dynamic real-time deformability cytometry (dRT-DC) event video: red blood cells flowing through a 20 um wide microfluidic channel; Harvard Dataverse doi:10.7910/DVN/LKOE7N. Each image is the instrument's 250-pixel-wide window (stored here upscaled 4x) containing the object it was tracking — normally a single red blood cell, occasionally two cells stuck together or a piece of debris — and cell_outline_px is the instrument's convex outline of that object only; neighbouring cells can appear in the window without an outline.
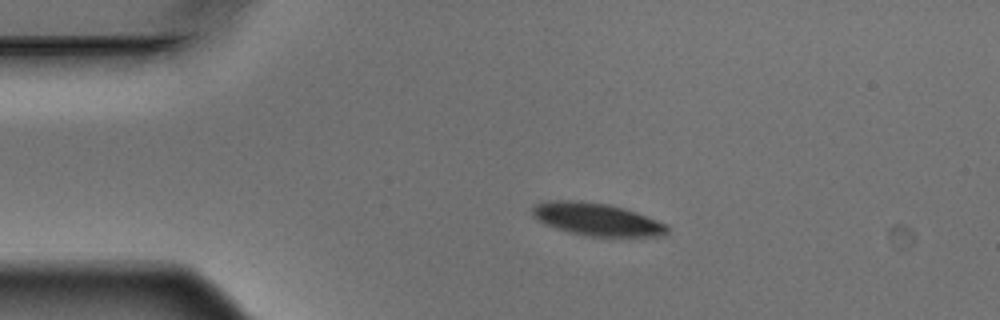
{"species": "Egyptian fruit bat (a non-hibernating species)", "species_latin": "Rousettus aegyptiacus", "temperature_condition": "warm", "stored_images_in_passage": 5, "camera_frame_rate_fps": 3000, "um_per_image_px": 0.085, "animal": {"sex": "male"}, "frame": {"image": 1, "passage_image": 2, "time_ms": 0.333, "image_size_px": [1000, 320], "cell_outline_px": [[668, 232], [664, 236], [584, 236], [568, 232], [544, 224], [536, 220], [532, 216], [532, 208], [536, 204], [548, 200], [572, 200], [608, 204], [624, 208], [636, 212], [668, 224]], "centroid_in_image_um": [50.71, 18.64], "position_along_channel_um": 34.3, "area_um2": 25.78}}
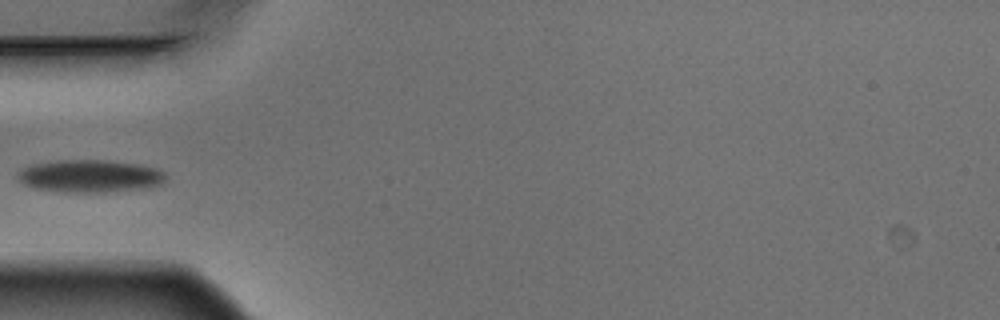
{"frame": {"image": 2, "passage_image": 4, "time_ms": 1.0, "image_size_px": [1000, 320], "cell_outline_px": [[164, 180], [160, 184], [140, 188], [104, 192], [60, 192], [32, 188], [24, 184], [16, 176], [16, 172], [32, 164], [56, 160], [104, 160], [136, 164], [156, 168], [164, 172]], "centroid_in_image_um": [7.56, 14.96], "position_along_channel_um": 77.4, "area_um2": 27.92}}
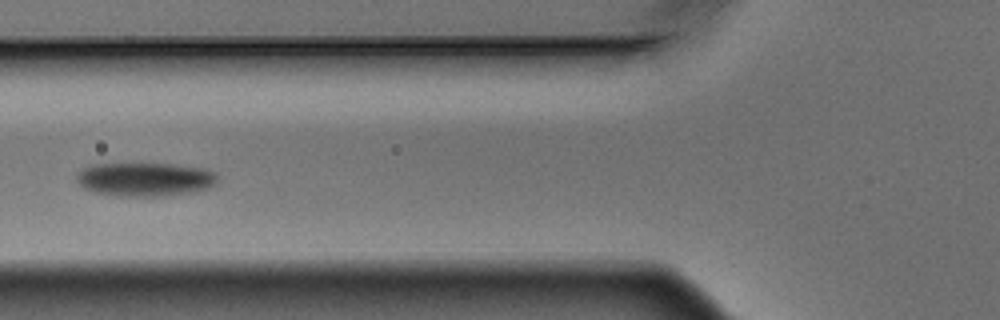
{"frame": {"image": 3, "passage_image": 5, "time_ms": 1.333, "image_size_px": [1000, 320], "cell_outline_px": [[216, 184], [208, 188], [196, 192], [156, 196], [112, 196], [96, 192], [84, 188], [76, 180], [76, 172], [88, 164], [172, 164], [204, 168], [216, 172]], "centroid_in_image_um": [12.3, 15.24], "position_along_channel_um": 113.5, "area_um2": 27.92}}